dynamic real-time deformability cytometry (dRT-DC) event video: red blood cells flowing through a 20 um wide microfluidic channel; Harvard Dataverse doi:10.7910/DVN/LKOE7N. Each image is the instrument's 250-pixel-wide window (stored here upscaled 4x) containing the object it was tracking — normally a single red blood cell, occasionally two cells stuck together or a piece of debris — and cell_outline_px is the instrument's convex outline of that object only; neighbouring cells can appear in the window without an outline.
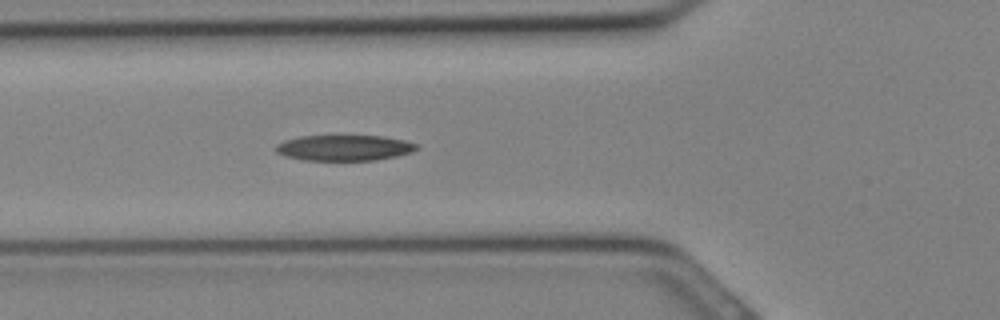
{"species": "Egyptian fruit bat (a non-hibernating species)", "species_latin": "Rousettus aegyptiacus", "temperature_condition": "cold", "stored_images_in_passage": 12, "camera_frame_rate_fps": 3000, "um_per_image_px": 0.085, "animal": {"sex": "female"}, "frame": {"image": 1, "passage_image": 10, "time_ms": 3.0, "image_size_px": [1000, 320], "cell_outline_px": [[420, 148], [412, 152], [396, 156], [376, 160], [304, 160], [284, 156], [276, 152], [276, 144], [284, 140], [300, 136], [384, 136], [404, 140], [416, 144]], "centroid_in_image_um": [29.26, 12.56], "position_along_channel_um": 96.5, "area_um2": 21.1}}
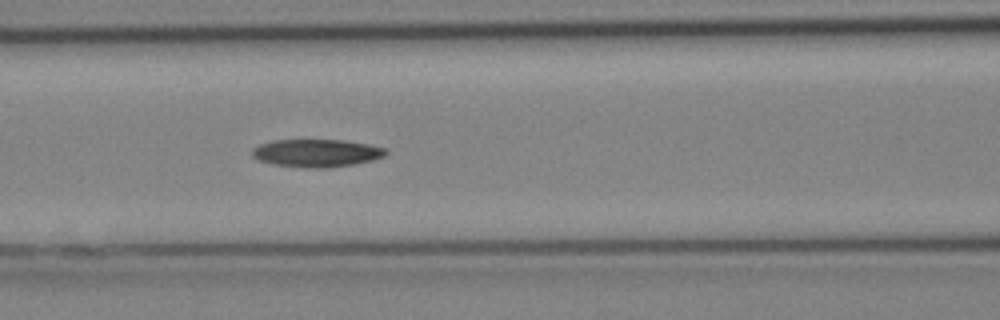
{"frame": {"image": 2, "passage_image": 12, "time_ms": 3.667, "image_size_px": [1000, 320], "cell_outline_px": [[388, 152], [384, 156], [372, 160], [352, 164], [328, 168], [304, 168], [272, 164], [256, 160], [252, 156], [252, 148], [260, 144], [272, 140], [344, 140], [368, 144], [388, 148]], "centroid_in_image_um": [26.89, 13.01], "position_along_channel_um": 139.7, "area_um2": 21.85}}